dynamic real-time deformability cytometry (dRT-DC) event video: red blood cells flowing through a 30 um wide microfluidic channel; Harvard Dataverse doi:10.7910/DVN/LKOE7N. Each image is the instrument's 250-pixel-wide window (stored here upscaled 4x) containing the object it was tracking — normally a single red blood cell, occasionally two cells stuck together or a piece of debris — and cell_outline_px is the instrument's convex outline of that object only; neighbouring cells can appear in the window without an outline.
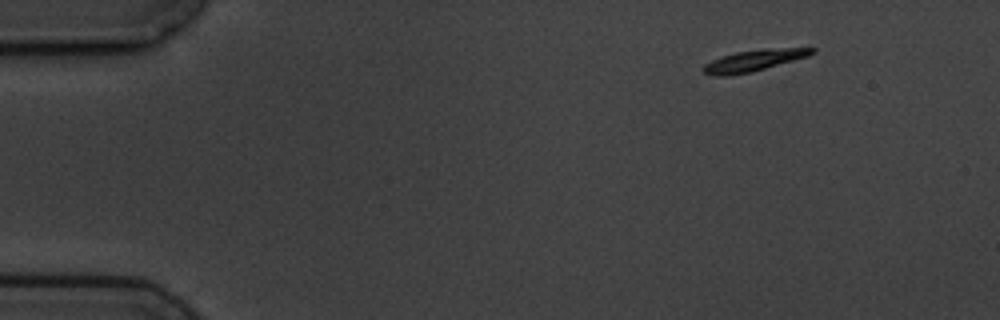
{"species": "common noctule bat (a hibernating species)", "species_latin": "Nyctalus noctula", "temperature_condition": "cold", "stored_images_in_passage": 5, "camera_frame_rate_fps": 3000, "um_per_image_px": 0.085, "animal": {"sex": "male", "body_mass_g": 19.5, "forearm_length_mm": 54.6}, "frame": {"image": 1, "passage_image": 1, "time_ms": 0.0, "image_size_px": [1000, 320], "cell_outline_px": [[816, 52], [808, 56], [752, 72], [728, 76], [716, 76], [704, 72], [700, 68], [704, 64], [712, 60], [736, 52], [768, 48], [816, 48]], "centroid_in_image_um": [64.07, 5.15], "position_along_channel_um": 20.9, "area_um2": 13.47}}
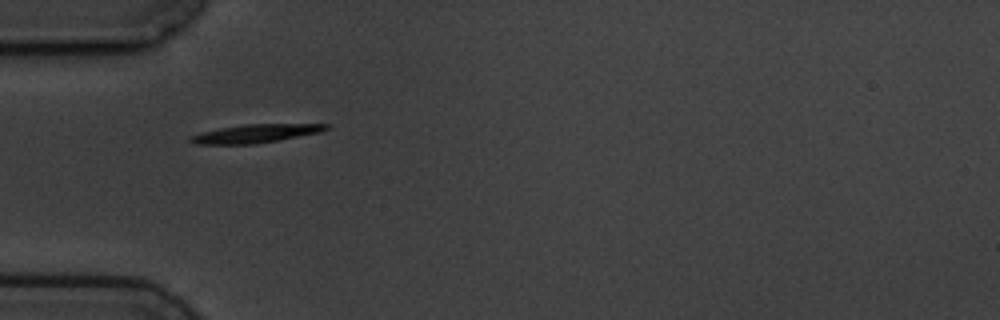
{"frame": {"image": 2, "passage_image": 4, "time_ms": 3.667, "image_size_px": [1000, 320], "cell_outline_px": [[332, 124], [328, 128], [320, 132], [276, 140], [252, 144], [196, 144], [188, 140], [192, 136], [200, 132], [220, 128], [244, 124]], "centroid_in_image_um": [21.69, 11.34], "position_along_channel_um": 63.3, "area_um2": 14.28}}
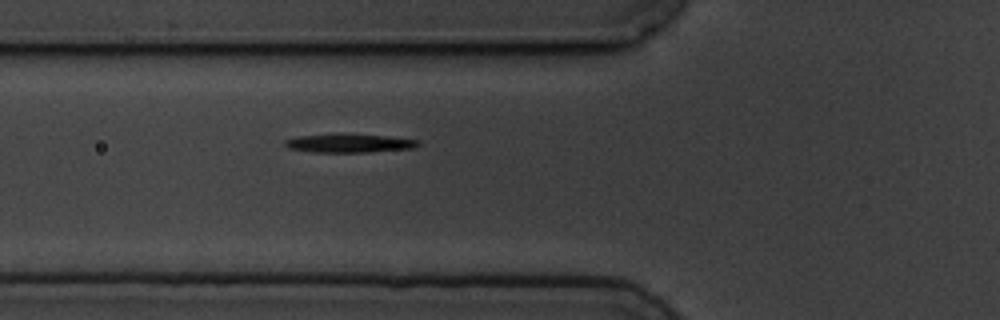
{"frame": {"image": 3, "passage_image": 5, "time_ms": 4.667, "image_size_px": [1000, 320], "cell_outline_px": [[420, 144], [416, 148], [368, 152], [312, 152], [288, 148], [284, 144], [284, 140], [300, 136], [340, 132], [388, 136], [420, 140]], "centroid_in_image_um": [29.7, 12.15], "position_along_channel_um": 96.1, "area_um2": 14.91}}